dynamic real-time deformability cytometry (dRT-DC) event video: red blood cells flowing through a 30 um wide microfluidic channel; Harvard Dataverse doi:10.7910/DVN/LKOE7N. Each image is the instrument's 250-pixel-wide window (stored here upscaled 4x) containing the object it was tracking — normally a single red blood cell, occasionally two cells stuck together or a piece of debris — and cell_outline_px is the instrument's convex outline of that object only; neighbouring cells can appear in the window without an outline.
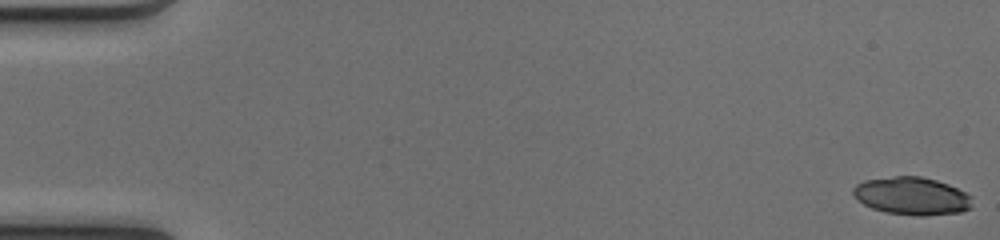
{"species": "common noctule bat (a hibernating species)", "species_latin": "Nyctalus noctula", "temperature_condition": "cold", "stored_images_in_passage": 50, "camera_frame_rate_fps": 3000, "um_per_image_px": 0.085, "animal": {"sex": "female", "body_mass_g": 17.0, "forearm_length_mm": 48.0}, "frame": {"image": 1, "passage_image": 1, "time_ms": 0.0, "image_size_px": [1000, 240], "cell_outline_px": [[972, 208], [960, 212], [924, 216], [916, 216], [888, 212], [872, 208], [864, 204], [852, 192], [852, 188], [856, 184], [864, 180], [896, 176], [920, 176], [936, 180], [948, 184], [972, 196]], "centroid_in_image_um": [77.53, 16.66], "position_along_channel_um": 7.5, "area_um2": 26.13}}
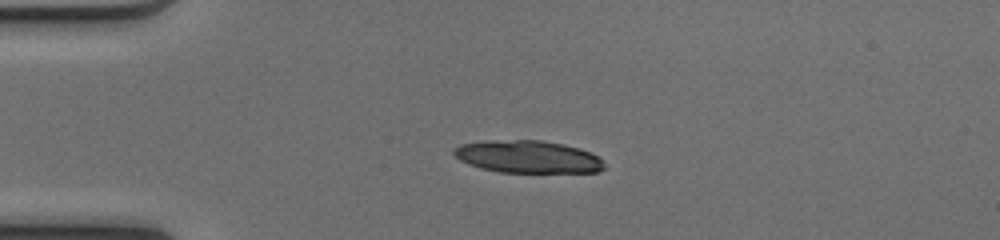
{"frame": {"image": 2, "passage_image": 13, "time_ms": 4.0, "image_size_px": [1000, 240], "cell_outline_px": [[604, 168], [600, 172], [500, 172], [480, 168], [468, 164], [460, 160], [452, 152], [452, 148], [460, 144], [488, 140], [540, 140], [564, 144], [580, 148], [592, 152], [604, 160]], "centroid_in_image_um": [44.88, 13.32], "position_along_channel_um": 40.1, "area_um2": 28.73}}